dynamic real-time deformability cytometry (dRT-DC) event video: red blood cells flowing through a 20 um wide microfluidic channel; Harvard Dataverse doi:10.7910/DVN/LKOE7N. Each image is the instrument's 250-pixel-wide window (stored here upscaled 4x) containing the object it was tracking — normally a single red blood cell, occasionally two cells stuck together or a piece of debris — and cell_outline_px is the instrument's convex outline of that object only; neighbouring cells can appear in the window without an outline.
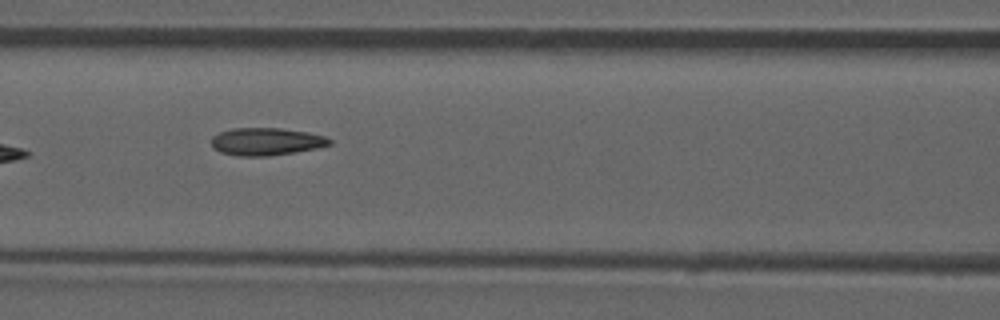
{"species": "common noctule bat (a hibernating species)", "species_latin": "Nyctalus noctula", "temperature_condition": "room temperature", "stored_images_in_passage": 6, "camera_frame_rate_fps": 3000, "um_per_image_px": 0.085, "animal": {"sex": "male", "forearm_length_mm": 52.5}, "frame": {"image": 1, "passage_image": 4, "time_ms": 3.667, "image_size_px": [1000, 320], "cell_outline_px": [[332, 144], [316, 148], [296, 152], [268, 156], [236, 156], [220, 152], [212, 148], [212, 136], [220, 132], [232, 128], [280, 128], [308, 132], [324, 136], [332, 140]], "centroid_in_image_um": [22.62, 12.04], "position_along_channel_um": 144.0, "area_um2": 19.07}}